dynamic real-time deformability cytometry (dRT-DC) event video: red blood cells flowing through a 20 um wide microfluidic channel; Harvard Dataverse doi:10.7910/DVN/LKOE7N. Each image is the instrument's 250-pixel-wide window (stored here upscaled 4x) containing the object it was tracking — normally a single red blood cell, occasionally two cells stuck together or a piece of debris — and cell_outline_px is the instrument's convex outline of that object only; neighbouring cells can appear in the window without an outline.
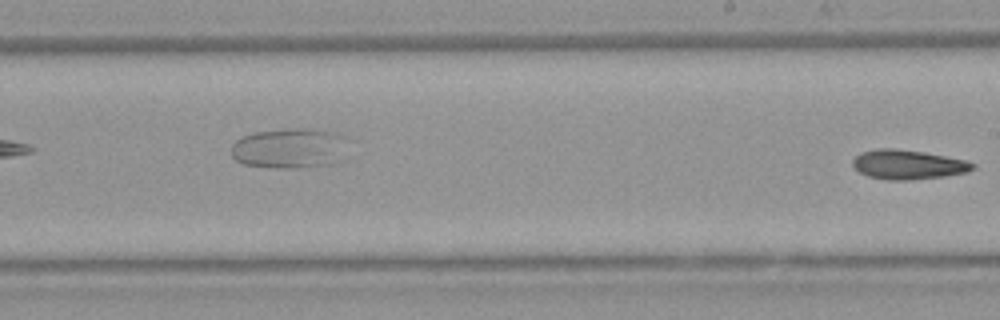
{"species": "Egyptian fruit bat (a non-hibernating species)", "species_latin": "Rousettus aegyptiacus", "temperature_condition": "warm", "stored_images_in_passage": 7, "camera_frame_rate_fps": 3000, "um_per_image_px": 0.085, "animal": {"sex": "female"}, "frame": {"image": 1, "passage_image": 7, "time_ms": 7.333, "image_size_px": [1000, 320], "cell_outline_px": [[976, 168], [968, 172], [944, 176], [908, 180], [888, 180], [868, 176], [860, 172], [852, 164], [852, 160], [860, 152], [876, 148], [896, 148], [924, 152], [968, 160], [976, 164]], "centroid_in_image_um": [77.2, 13.98], "position_along_channel_um": 211.8, "area_um2": 20.75}}